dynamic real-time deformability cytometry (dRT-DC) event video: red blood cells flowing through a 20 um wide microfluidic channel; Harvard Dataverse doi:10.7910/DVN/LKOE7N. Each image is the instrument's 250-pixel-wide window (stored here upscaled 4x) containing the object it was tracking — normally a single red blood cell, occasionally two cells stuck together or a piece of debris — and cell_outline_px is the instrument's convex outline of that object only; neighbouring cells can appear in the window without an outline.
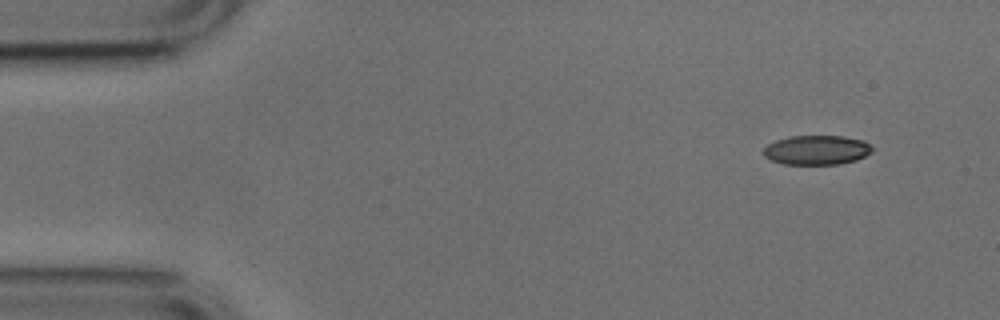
{"species": "common noctule bat (a hibernating species)", "species_latin": "Nyctalus noctula", "temperature_condition": "cold", "stored_images_in_passage": 3, "camera_frame_rate_fps": 3000, "um_per_image_px": 0.085, "animal": {"sex": "male", "body_mass_g": 17.9, "forearm_length_mm": 54.2}, "frame": {"image": 1, "passage_image": 1, "time_ms": 0.0, "image_size_px": [1000, 320], "cell_outline_px": [[872, 152], [856, 160], [840, 164], [784, 164], [772, 160], [764, 156], [764, 148], [768, 144], [776, 140], [792, 136], [844, 136], [864, 140], [872, 148]], "centroid_in_image_um": [69.43, 12.75], "position_along_channel_um": 15.6, "area_um2": 18.55}}
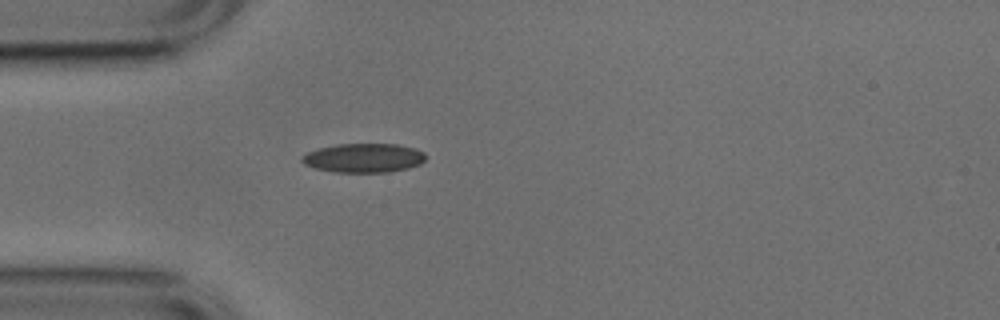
{"frame": {"image": 2, "passage_image": 3, "time_ms": 0.667, "image_size_px": [1000, 320], "cell_outline_px": [[424, 160], [420, 164], [408, 168], [388, 172], [336, 172], [316, 168], [304, 164], [300, 160], [308, 152], [320, 148], [336, 144], [396, 144], [416, 148], [424, 152]], "centroid_in_image_um": [30.93, 13.42], "position_along_channel_um": 54.1, "area_um2": 20.81}}